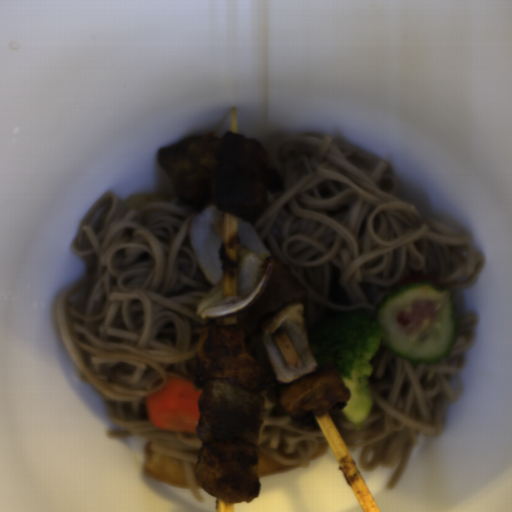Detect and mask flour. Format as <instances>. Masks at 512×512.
I'll list each match as a JSON object with an SVG mask.
<instances>
[{"label": "flour", "instance_id": "obj_1", "mask_svg": "<svg viewBox=\"0 0 512 512\" xmlns=\"http://www.w3.org/2000/svg\"><path fill=\"white\" fill-rule=\"evenodd\" d=\"M143 470L150 478L168 486L191 489L180 458L159 454L149 441L144 450Z\"/></svg>", "mask_w": 512, "mask_h": 512}, {"label": "flour", "instance_id": "obj_2", "mask_svg": "<svg viewBox=\"0 0 512 512\" xmlns=\"http://www.w3.org/2000/svg\"><path fill=\"white\" fill-rule=\"evenodd\" d=\"M258 455H259V461H258V467H257V473L259 476H269L272 474H276L282 471H286L292 468L301 467L299 465H283L275 460V458L266 452H264L262 449H260L257 446H254Z\"/></svg>", "mask_w": 512, "mask_h": 512}, {"label": "flour", "instance_id": "obj_3", "mask_svg": "<svg viewBox=\"0 0 512 512\" xmlns=\"http://www.w3.org/2000/svg\"><path fill=\"white\" fill-rule=\"evenodd\" d=\"M328 450H329V447H328L327 443H321V444L317 445V447L314 450L308 463L319 459L320 457L325 455L328 452Z\"/></svg>", "mask_w": 512, "mask_h": 512}]
</instances>
